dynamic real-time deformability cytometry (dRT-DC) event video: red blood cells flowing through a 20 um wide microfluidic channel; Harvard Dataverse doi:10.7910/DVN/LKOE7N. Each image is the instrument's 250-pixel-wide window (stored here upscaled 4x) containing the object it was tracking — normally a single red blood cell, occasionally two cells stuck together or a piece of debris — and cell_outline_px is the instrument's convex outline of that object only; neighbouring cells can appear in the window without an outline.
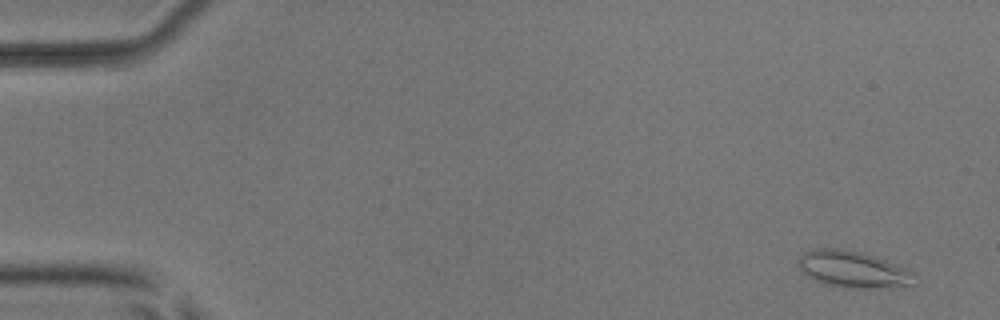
{"species": "common noctule bat (a hibernating species)", "species_latin": "Nyctalus noctula", "temperature_condition": "room temperature", "stored_images_in_passage": 54, "camera_frame_rate_fps": 3000, "um_per_image_px": 0.085, "animal": {"sex": "male", "body_mass_g": 17.9, "forearm_length_mm": 54.2}, "frame": {"image": 1, "passage_image": 3, "time_ms": 0.667, "image_size_px": [1000, 320], "cell_outline_px": [[920, 280], [916, 284], [872, 288], [844, 288], [824, 284], [816, 280], [804, 272], [800, 268], [800, 256], [816, 248], [836, 248], [860, 252], [884, 260], [904, 268]], "centroid_in_image_um": [72.53, 22.91], "position_along_channel_um": 12.5, "area_um2": 24.16}}
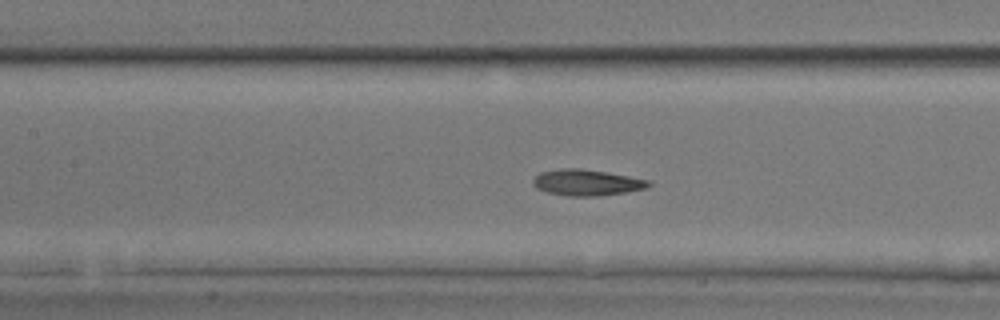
{"frame": {"image": 2, "passage_image": 25, "time_ms": 8.0, "image_size_px": [1000, 320], "cell_outline_px": [[652, 184], [648, 188], [628, 192], [596, 196], [568, 196], [548, 192], [536, 188], [532, 184], [532, 180], [540, 172], [564, 168], [580, 168], [652, 180]], "centroid_in_image_um": [49.9, 15.52], "position_along_channel_um": 157.5, "area_um2": 17.63}}
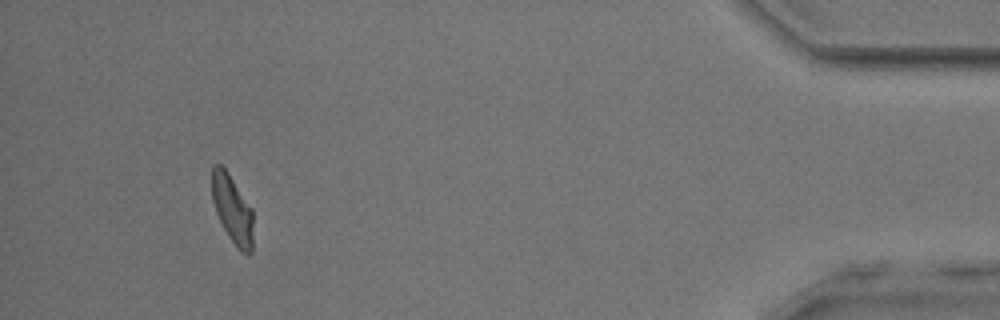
{"frame": {"image": 3, "passage_image": 50, "time_ms": 16.333, "image_size_px": [1000, 320], "cell_outline_px": [[252, 252], [248, 256], [240, 252], [236, 248], [228, 236], [216, 212], [212, 200], [212, 168], [216, 164], [220, 164], [228, 172], [252, 208]], "centroid_in_image_um": [19.76, 17.82], "position_along_channel_um": 415.4, "area_um2": 16.42}}